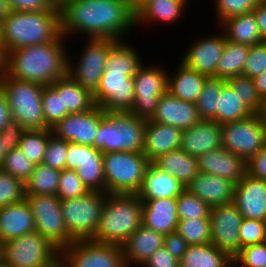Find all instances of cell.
Segmentation results:
<instances>
[{
	"mask_svg": "<svg viewBox=\"0 0 266 267\" xmlns=\"http://www.w3.org/2000/svg\"><path fill=\"white\" fill-rule=\"evenodd\" d=\"M177 67L174 75L168 72L167 91L182 101L195 104L208 77L188 68L181 61Z\"/></svg>",
	"mask_w": 266,
	"mask_h": 267,
	"instance_id": "obj_31",
	"label": "cell"
},
{
	"mask_svg": "<svg viewBox=\"0 0 266 267\" xmlns=\"http://www.w3.org/2000/svg\"><path fill=\"white\" fill-rule=\"evenodd\" d=\"M142 267H180V261L163 245L152 253Z\"/></svg>",
	"mask_w": 266,
	"mask_h": 267,
	"instance_id": "obj_57",
	"label": "cell"
},
{
	"mask_svg": "<svg viewBox=\"0 0 266 267\" xmlns=\"http://www.w3.org/2000/svg\"><path fill=\"white\" fill-rule=\"evenodd\" d=\"M164 247L178 260L187 251L188 243L176 231L164 235Z\"/></svg>",
	"mask_w": 266,
	"mask_h": 267,
	"instance_id": "obj_59",
	"label": "cell"
},
{
	"mask_svg": "<svg viewBox=\"0 0 266 267\" xmlns=\"http://www.w3.org/2000/svg\"><path fill=\"white\" fill-rule=\"evenodd\" d=\"M126 41L118 40L111 48L107 57L105 72L135 75L143 64L139 51Z\"/></svg>",
	"mask_w": 266,
	"mask_h": 267,
	"instance_id": "obj_35",
	"label": "cell"
},
{
	"mask_svg": "<svg viewBox=\"0 0 266 267\" xmlns=\"http://www.w3.org/2000/svg\"><path fill=\"white\" fill-rule=\"evenodd\" d=\"M197 159L200 173L227 179L235 185L247 173L246 162L223 147L204 153Z\"/></svg>",
	"mask_w": 266,
	"mask_h": 267,
	"instance_id": "obj_22",
	"label": "cell"
},
{
	"mask_svg": "<svg viewBox=\"0 0 266 267\" xmlns=\"http://www.w3.org/2000/svg\"><path fill=\"white\" fill-rule=\"evenodd\" d=\"M254 114L242 101L238 93L226 83L218 97L217 122L225 124L245 119Z\"/></svg>",
	"mask_w": 266,
	"mask_h": 267,
	"instance_id": "obj_38",
	"label": "cell"
},
{
	"mask_svg": "<svg viewBox=\"0 0 266 267\" xmlns=\"http://www.w3.org/2000/svg\"><path fill=\"white\" fill-rule=\"evenodd\" d=\"M239 235L241 248L266 242V221L243 218Z\"/></svg>",
	"mask_w": 266,
	"mask_h": 267,
	"instance_id": "obj_52",
	"label": "cell"
},
{
	"mask_svg": "<svg viewBox=\"0 0 266 267\" xmlns=\"http://www.w3.org/2000/svg\"><path fill=\"white\" fill-rule=\"evenodd\" d=\"M143 0H135V7Z\"/></svg>",
	"mask_w": 266,
	"mask_h": 267,
	"instance_id": "obj_71",
	"label": "cell"
},
{
	"mask_svg": "<svg viewBox=\"0 0 266 267\" xmlns=\"http://www.w3.org/2000/svg\"><path fill=\"white\" fill-rule=\"evenodd\" d=\"M107 115L99 106L82 112L68 114L51 127L55 138L93 147L100 121Z\"/></svg>",
	"mask_w": 266,
	"mask_h": 267,
	"instance_id": "obj_17",
	"label": "cell"
},
{
	"mask_svg": "<svg viewBox=\"0 0 266 267\" xmlns=\"http://www.w3.org/2000/svg\"><path fill=\"white\" fill-rule=\"evenodd\" d=\"M164 66L142 64L133 76L134 102L132 115L150 119L158 105L159 98L167 91L168 72Z\"/></svg>",
	"mask_w": 266,
	"mask_h": 267,
	"instance_id": "obj_13",
	"label": "cell"
},
{
	"mask_svg": "<svg viewBox=\"0 0 266 267\" xmlns=\"http://www.w3.org/2000/svg\"><path fill=\"white\" fill-rule=\"evenodd\" d=\"M231 258L211 243L190 245L183 254L180 267H223Z\"/></svg>",
	"mask_w": 266,
	"mask_h": 267,
	"instance_id": "obj_36",
	"label": "cell"
},
{
	"mask_svg": "<svg viewBox=\"0 0 266 267\" xmlns=\"http://www.w3.org/2000/svg\"><path fill=\"white\" fill-rule=\"evenodd\" d=\"M60 173V170L42 163L36 165L30 179L25 183V195L56 196Z\"/></svg>",
	"mask_w": 266,
	"mask_h": 267,
	"instance_id": "obj_39",
	"label": "cell"
},
{
	"mask_svg": "<svg viewBox=\"0 0 266 267\" xmlns=\"http://www.w3.org/2000/svg\"><path fill=\"white\" fill-rule=\"evenodd\" d=\"M178 220L209 218L211 207L186 189L176 198Z\"/></svg>",
	"mask_w": 266,
	"mask_h": 267,
	"instance_id": "obj_45",
	"label": "cell"
},
{
	"mask_svg": "<svg viewBox=\"0 0 266 267\" xmlns=\"http://www.w3.org/2000/svg\"><path fill=\"white\" fill-rule=\"evenodd\" d=\"M59 8L61 34L66 38L86 34L92 39L126 40L135 28V7L129 0H62Z\"/></svg>",
	"mask_w": 266,
	"mask_h": 267,
	"instance_id": "obj_1",
	"label": "cell"
},
{
	"mask_svg": "<svg viewBox=\"0 0 266 267\" xmlns=\"http://www.w3.org/2000/svg\"><path fill=\"white\" fill-rule=\"evenodd\" d=\"M131 4L135 7V0H129Z\"/></svg>",
	"mask_w": 266,
	"mask_h": 267,
	"instance_id": "obj_72",
	"label": "cell"
},
{
	"mask_svg": "<svg viewBox=\"0 0 266 267\" xmlns=\"http://www.w3.org/2000/svg\"><path fill=\"white\" fill-rule=\"evenodd\" d=\"M12 120L9 103L3 93L0 94V132Z\"/></svg>",
	"mask_w": 266,
	"mask_h": 267,
	"instance_id": "obj_61",
	"label": "cell"
},
{
	"mask_svg": "<svg viewBox=\"0 0 266 267\" xmlns=\"http://www.w3.org/2000/svg\"><path fill=\"white\" fill-rule=\"evenodd\" d=\"M249 50L250 45L227 40L216 67V78L227 80L231 77L243 75Z\"/></svg>",
	"mask_w": 266,
	"mask_h": 267,
	"instance_id": "obj_37",
	"label": "cell"
},
{
	"mask_svg": "<svg viewBox=\"0 0 266 267\" xmlns=\"http://www.w3.org/2000/svg\"><path fill=\"white\" fill-rule=\"evenodd\" d=\"M217 26L223 27L221 31L223 30L222 32L228 41L250 46L263 42L253 11L229 17Z\"/></svg>",
	"mask_w": 266,
	"mask_h": 267,
	"instance_id": "obj_33",
	"label": "cell"
},
{
	"mask_svg": "<svg viewBox=\"0 0 266 267\" xmlns=\"http://www.w3.org/2000/svg\"><path fill=\"white\" fill-rule=\"evenodd\" d=\"M233 204L243 218L266 221V181L246 173L234 187Z\"/></svg>",
	"mask_w": 266,
	"mask_h": 267,
	"instance_id": "obj_19",
	"label": "cell"
},
{
	"mask_svg": "<svg viewBox=\"0 0 266 267\" xmlns=\"http://www.w3.org/2000/svg\"><path fill=\"white\" fill-rule=\"evenodd\" d=\"M149 164L143 152L103 153L105 192L137 194Z\"/></svg>",
	"mask_w": 266,
	"mask_h": 267,
	"instance_id": "obj_6",
	"label": "cell"
},
{
	"mask_svg": "<svg viewBox=\"0 0 266 267\" xmlns=\"http://www.w3.org/2000/svg\"><path fill=\"white\" fill-rule=\"evenodd\" d=\"M226 81L253 113L266 114V102L258 94L253 79L245 75H238Z\"/></svg>",
	"mask_w": 266,
	"mask_h": 267,
	"instance_id": "obj_41",
	"label": "cell"
},
{
	"mask_svg": "<svg viewBox=\"0 0 266 267\" xmlns=\"http://www.w3.org/2000/svg\"><path fill=\"white\" fill-rule=\"evenodd\" d=\"M60 259L67 267H126L121 245L92 239L74 241L60 251Z\"/></svg>",
	"mask_w": 266,
	"mask_h": 267,
	"instance_id": "obj_12",
	"label": "cell"
},
{
	"mask_svg": "<svg viewBox=\"0 0 266 267\" xmlns=\"http://www.w3.org/2000/svg\"><path fill=\"white\" fill-rule=\"evenodd\" d=\"M149 120L186 130L201 118L194 103L182 101L166 91L159 98L156 110Z\"/></svg>",
	"mask_w": 266,
	"mask_h": 267,
	"instance_id": "obj_20",
	"label": "cell"
},
{
	"mask_svg": "<svg viewBox=\"0 0 266 267\" xmlns=\"http://www.w3.org/2000/svg\"><path fill=\"white\" fill-rule=\"evenodd\" d=\"M51 267H67L61 259H58Z\"/></svg>",
	"mask_w": 266,
	"mask_h": 267,
	"instance_id": "obj_67",
	"label": "cell"
},
{
	"mask_svg": "<svg viewBox=\"0 0 266 267\" xmlns=\"http://www.w3.org/2000/svg\"><path fill=\"white\" fill-rule=\"evenodd\" d=\"M223 267H240V266L234 258H231L227 263L223 265Z\"/></svg>",
	"mask_w": 266,
	"mask_h": 267,
	"instance_id": "obj_66",
	"label": "cell"
},
{
	"mask_svg": "<svg viewBox=\"0 0 266 267\" xmlns=\"http://www.w3.org/2000/svg\"><path fill=\"white\" fill-rule=\"evenodd\" d=\"M0 42H1V21H0Z\"/></svg>",
	"mask_w": 266,
	"mask_h": 267,
	"instance_id": "obj_73",
	"label": "cell"
},
{
	"mask_svg": "<svg viewBox=\"0 0 266 267\" xmlns=\"http://www.w3.org/2000/svg\"><path fill=\"white\" fill-rule=\"evenodd\" d=\"M42 90L43 85L22 81L7 74L3 77L2 93L9 103L12 120L26 130L49 129L43 114Z\"/></svg>",
	"mask_w": 266,
	"mask_h": 267,
	"instance_id": "obj_5",
	"label": "cell"
},
{
	"mask_svg": "<svg viewBox=\"0 0 266 267\" xmlns=\"http://www.w3.org/2000/svg\"><path fill=\"white\" fill-rule=\"evenodd\" d=\"M182 130L167 124L146 120L143 153L150 162L181 147Z\"/></svg>",
	"mask_w": 266,
	"mask_h": 267,
	"instance_id": "obj_23",
	"label": "cell"
},
{
	"mask_svg": "<svg viewBox=\"0 0 266 267\" xmlns=\"http://www.w3.org/2000/svg\"><path fill=\"white\" fill-rule=\"evenodd\" d=\"M205 36L189 44L190 47L183 53L181 62L200 74L216 78V67L227 40L223 33Z\"/></svg>",
	"mask_w": 266,
	"mask_h": 267,
	"instance_id": "obj_18",
	"label": "cell"
},
{
	"mask_svg": "<svg viewBox=\"0 0 266 267\" xmlns=\"http://www.w3.org/2000/svg\"><path fill=\"white\" fill-rule=\"evenodd\" d=\"M5 74H7V53L3 44L0 42V76H4Z\"/></svg>",
	"mask_w": 266,
	"mask_h": 267,
	"instance_id": "obj_63",
	"label": "cell"
},
{
	"mask_svg": "<svg viewBox=\"0 0 266 267\" xmlns=\"http://www.w3.org/2000/svg\"><path fill=\"white\" fill-rule=\"evenodd\" d=\"M7 150L3 147L2 145V136L0 133V167L2 165L3 159H4V155L6 154Z\"/></svg>",
	"mask_w": 266,
	"mask_h": 267,
	"instance_id": "obj_65",
	"label": "cell"
},
{
	"mask_svg": "<svg viewBox=\"0 0 266 267\" xmlns=\"http://www.w3.org/2000/svg\"><path fill=\"white\" fill-rule=\"evenodd\" d=\"M51 85L61 94L62 119L68 114L86 112L96 106L93 94L68 75L56 79Z\"/></svg>",
	"mask_w": 266,
	"mask_h": 267,
	"instance_id": "obj_32",
	"label": "cell"
},
{
	"mask_svg": "<svg viewBox=\"0 0 266 267\" xmlns=\"http://www.w3.org/2000/svg\"><path fill=\"white\" fill-rule=\"evenodd\" d=\"M3 77L4 76H0V94L2 93Z\"/></svg>",
	"mask_w": 266,
	"mask_h": 267,
	"instance_id": "obj_69",
	"label": "cell"
},
{
	"mask_svg": "<svg viewBox=\"0 0 266 267\" xmlns=\"http://www.w3.org/2000/svg\"><path fill=\"white\" fill-rule=\"evenodd\" d=\"M189 3L188 0H143L135 7V26L178 22Z\"/></svg>",
	"mask_w": 266,
	"mask_h": 267,
	"instance_id": "obj_28",
	"label": "cell"
},
{
	"mask_svg": "<svg viewBox=\"0 0 266 267\" xmlns=\"http://www.w3.org/2000/svg\"><path fill=\"white\" fill-rule=\"evenodd\" d=\"M266 145V114L222 124V147L246 163Z\"/></svg>",
	"mask_w": 266,
	"mask_h": 267,
	"instance_id": "obj_8",
	"label": "cell"
},
{
	"mask_svg": "<svg viewBox=\"0 0 266 267\" xmlns=\"http://www.w3.org/2000/svg\"><path fill=\"white\" fill-rule=\"evenodd\" d=\"M107 192L89 191L79 198L60 199L61 212L69 236L89 240L98 228Z\"/></svg>",
	"mask_w": 266,
	"mask_h": 267,
	"instance_id": "obj_7",
	"label": "cell"
},
{
	"mask_svg": "<svg viewBox=\"0 0 266 267\" xmlns=\"http://www.w3.org/2000/svg\"><path fill=\"white\" fill-rule=\"evenodd\" d=\"M235 184L214 175L198 173L185 189L210 207L233 203Z\"/></svg>",
	"mask_w": 266,
	"mask_h": 267,
	"instance_id": "obj_25",
	"label": "cell"
},
{
	"mask_svg": "<svg viewBox=\"0 0 266 267\" xmlns=\"http://www.w3.org/2000/svg\"><path fill=\"white\" fill-rule=\"evenodd\" d=\"M25 131L26 129L21 124L11 120L0 132L3 147L7 151L17 148Z\"/></svg>",
	"mask_w": 266,
	"mask_h": 267,
	"instance_id": "obj_56",
	"label": "cell"
},
{
	"mask_svg": "<svg viewBox=\"0 0 266 267\" xmlns=\"http://www.w3.org/2000/svg\"><path fill=\"white\" fill-rule=\"evenodd\" d=\"M87 192H89L88 189L84 186L75 170H61L56 196L60 199H72L79 198Z\"/></svg>",
	"mask_w": 266,
	"mask_h": 267,
	"instance_id": "obj_49",
	"label": "cell"
},
{
	"mask_svg": "<svg viewBox=\"0 0 266 267\" xmlns=\"http://www.w3.org/2000/svg\"><path fill=\"white\" fill-rule=\"evenodd\" d=\"M35 220V231L52 243L59 251L71 245L61 212L60 198L50 195H26Z\"/></svg>",
	"mask_w": 266,
	"mask_h": 267,
	"instance_id": "obj_11",
	"label": "cell"
},
{
	"mask_svg": "<svg viewBox=\"0 0 266 267\" xmlns=\"http://www.w3.org/2000/svg\"><path fill=\"white\" fill-rule=\"evenodd\" d=\"M51 135V129L26 130L18 148H20L24 155H26L34 164H41L48 139Z\"/></svg>",
	"mask_w": 266,
	"mask_h": 267,
	"instance_id": "obj_42",
	"label": "cell"
},
{
	"mask_svg": "<svg viewBox=\"0 0 266 267\" xmlns=\"http://www.w3.org/2000/svg\"><path fill=\"white\" fill-rule=\"evenodd\" d=\"M142 225L167 235L176 231L178 224L176 198L141 199Z\"/></svg>",
	"mask_w": 266,
	"mask_h": 267,
	"instance_id": "obj_24",
	"label": "cell"
},
{
	"mask_svg": "<svg viewBox=\"0 0 266 267\" xmlns=\"http://www.w3.org/2000/svg\"><path fill=\"white\" fill-rule=\"evenodd\" d=\"M210 218L179 220L176 232L188 245L211 243Z\"/></svg>",
	"mask_w": 266,
	"mask_h": 267,
	"instance_id": "obj_43",
	"label": "cell"
},
{
	"mask_svg": "<svg viewBox=\"0 0 266 267\" xmlns=\"http://www.w3.org/2000/svg\"><path fill=\"white\" fill-rule=\"evenodd\" d=\"M67 148L68 141L55 138L51 135L46 145L42 164L60 171L66 169Z\"/></svg>",
	"mask_w": 266,
	"mask_h": 267,
	"instance_id": "obj_51",
	"label": "cell"
},
{
	"mask_svg": "<svg viewBox=\"0 0 266 267\" xmlns=\"http://www.w3.org/2000/svg\"><path fill=\"white\" fill-rule=\"evenodd\" d=\"M0 267H10V266H6V265L3 263Z\"/></svg>",
	"mask_w": 266,
	"mask_h": 267,
	"instance_id": "obj_74",
	"label": "cell"
},
{
	"mask_svg": "<svg viewBox=\"0 0 266 267\" xmlns=\"http://www.w3.org/2000/svg\"><path fill=\"white\" fill-rule=\"evenodd\" d=\"M234 259L240 267L266 266V242L241 248Z\"/></svg>",
	"mask_w": 266,
	"mask_h": 267,
	"instance_id": "obj_54",
	"label": "cell"
},
{
	"mask_svg": "<svg viewBox=\"0 0 266 267\" xmlns=\"http://www.w3.org/2000/svg\"><path fill=\"white\" fill-rule=\"evenodd\" d=\"M35 231V220L26 199L0 208V242Z\"/></svg>",
	"mask_w": 266,
	"mask_h": 267,
	"instance_id": "obj_27",
	"label": "cell"
},
{
	"mask_svg": "<svg viewBox=\"0 0 266 267\" xmlns=\"http://www.w3.org/2000/svg\"><path fill=\"white\" fill-rule=\"evenodd\" d=\"M11 9L8 5L7 0H0V21H2L8 14H10Z\"/></svg>",
	"mask_w": 266,
	"mask_h": 267,
	"instance_id": "obj_64",
	"label": "cell"
},
{
	"mask_svg": "<svg viewBox=\"0 0 266 267\" xmlns=\"http://www.w3.org/2000/svg\"><path fill=\"white\" fill-rule=\"evenodd\" d=\"M117 41L110 38H86L87 44L82 48L83 52L76 63L74 59L71 61L68 51L67 75L93 94L105 71L110 48Z\"/></svg>",
	"mask_w": 266,
	"mask_h": 267,
	"instance_id": "obj_10",
	"label": "cell"
},
{
	"mask_svg": "<svg viewBox=\"0 0 266 267\" xmlns=\"http://www.w3.org/2000/svg\"><path fill=\"white\" fill-rule=\"evenodd\" d=\"M2 244L6 266L51 267L60 259V251L37 231Z\"/></svg>",
	"mask_w": 266,
	"mask_h": 267,
	"instance_id": "obj_9",
	"label": "cell"
},
{
	"mask_svg": "<svg viewBox=\"0 0 266 267\" xmlns=\"http://www.w3.org/2000/svg\"><path fill=\"white\" fill-rule=\"evenodd\" d=\"M266 70V41L250 46L243 75L254 79Z\"/></svg>",
	"mask_w": 266,
	"mask_h": 267,
	"instance_id": "obj_53",
	"label": "cell"
},
{
	"mask_svg": "<svg viewBox=\"0 0 266 267\" xmlns=\"http://www.w3.org/2000/svg\"><path fill=\"white\" fill-rule=\"evenodd\" d=\"M133 76L104 71L93 93L95 105L106 113L129 112L134 102Z\"/></svg>",
	"mask_w": 266,
	"mask_h": 267,
	"instance_id": "obj_15",
	"label": "cell"
},
{
	"mask_svg": "<svg viewBox=\"0 0 266 267\" xmlns=\"http://www.w3.org/2000/svg\"><path fill=\"white\" fill-rule=\"evenodd\" d=\"M119 129L106 115L98 127L93 147L102 153L119 151Z\"/></svg>",
	"mask_w": 266,
	"mask_h": 267,
	"instance_id": "obj_46",
	"label": "cell"
},
{
	"mask_svg": "<svg viewBox=\"0 0 266 267\" xmlns=\"http://www.w3.org/2000/svg\"><path fill=\"white\" fill-rule=\"evenodd\" d=\"M184 190L183 183L150 162L137 195L140 199L177 198Z\"/></svg>",
	"mask_w": 266,
	"mask_h": 267,
	"instance_id": "obj_29",
	"label": "cell"
},
{
	"mask_svg": "<svg viewBox=\"0 0 266 267\" xmlns=\"http://www.w3.org/2000/svg\"><path fill=\"white\" fill-rule=\"evenodd\" d=\"M11 11L20 12H43L57 11V0H7Z\"/></svg>",
	"mask_w": 266,
	"mask_h": 267,
	"instance_id": "obj_55",
	"label": "cell"
},
{
	"mask_svg": "<svg viewBox=\"0 0 266 267\" xmlns=\"http://www.w3.org/2000/svg\"><path fill=\"white\" fill-rule=\"evenodd\" d=\"M247 173L266 181V145L246 163Z\"/></svg>",
	"mask_w": 266,
	"mask_h": 267,
	"instance_id": "obj_58",
	"label": "cell"
},
{
	"mask_svg": "<svg viewBox=\"0 0 266 267\" xmlns=\"http://www.w3.org/2000/svg\"><path fill=\"white\" fill-rule=\"evenodd\" d=\"M60 8L57 11H11L1 21V43L6 53L21 47L46 44L61 36Z\"/></svg>",
	"mask_w": 266,
	"mask_h": 267,
	"instance_id": "obj_3",
	"label": "cell"
},
{
	"mask_svg": "<svg viewBox=\"0 0 266 267\" xmlns=\"http://www.w3.org/2000/svg\"><path fill=\"white\" fill-rule=\"evenodd\" d=\"M66 38L21 47L7 53V75L22 81L50 85L67 75ZM64 42V43H63Z\"/></svg>",
	"mask_w": 266,
	"mask_h": 267,
	"instance_id": "obj_2",
	"label": "cell"
},
{
	"mask_svg": "<svg viewBox=\"0 0 266 267\" xmlns=\"http://www.w3.org/2000/svg\"><path fill=\"white\" fill-rule=\"evenodd\" d=\"M142 225V201L137 194L107 193L92 240L123 245Z\"/></svg>",
	"mask_w": 266,
	"mask_h": 267,
	"instance_id": "obj_4",
	"label": "cell"
},
{
	"mask_svg": "<svg viewBox=\"0 0 266 267\" xmlns=\"http://www.w3.org/2000/svg\"><path fill=\"white\" fill-rule=\"evenodd\" d=\"M25 184L0 168V208L25 199Z\"/></svg>",
	"mask_w": 266,
	"mask_h": 267,
	"instance_id": "obj_47",
	"label": "cell"
},
{
	"mask_svg": "<svg viewBox=\"0 0 266 267\" xmlns=\"http://www.w3.org/2000/svg\"><path fill=\"white\" fill-rule=\"evenodd\" d=\"M164 235L141 225L123 243L122 250L126 267H142L152 253L162 247Z\"/></svg>",
	"mask_w": 266,
	"mask_h": 267,
	"instance_id": "obj_26",
	"label": "cell"
},
{
	"mask_svg": "<svg viewBox=\"0 0 266 267\" xmlns=\"http://www.w3.org/2000/svg\"><path fill=\"white\" fill-rule=\"evenodd\" d=\"M222 147V125L214 120L201 119L198 123L182 130L181 147L187 154L199 157Z\"/></svg>",
	"mask_w": 266,
	"mask_h": 267,
	"instance_id": "obj_21",
	"label": "cell"
},
{
	"mask_svg": "<svg viewBox=\"0 0 266 267\" xmlns=\"http://www.w3.org/2000/svg\"><path fill=\"white\" fill-rule=\"evenodd\" d=\"M66 169L75 170L88 191L105 192L101 151L90 145L68 142Z\"/></svg>",
	"mask_w": 266,
	"mask_h": 267,
	"instance_id": "obj_16",
	"label": "cell"
},
{
	"mask_svg": "<svg viewBox=\"0 0 266 267\" xmlns=\"http://www.w3.org/2000/svg\"><path fill=\"white\" fill-rule=\"evenodd\" d=\"M153 163L167 174L174 176L184 186H187L200 172L197 157L187 154L180 148L159 156Z\"/></svg>",
	"mask_w": 266,
	"mask_h": 267,
	"instance_id": "obj_34",
	"label": "cell"
},
{
	"mask_svg": "<svg viewBox=\"0 0 266 267\" xmlns=\"http://www.w3.org/2000/svg\"><path fill=\"white\" fill-rule=\"evenodd\" d=\"M211 244L234 258L241 250L239 228L243 215L233 204L211 207L210 209Z\"/></svg>",
	"mask_w": 266,
	"mask_h": 267,
	"instance_id": "obj_14",
	"label": "cell"
},
{
	"mask_svg": "<svg viewBox=\"0 0 266 267\" xmlns=\"http://www.w3.org/2000/svg\"><path fill=\"white\" fill-rule=\"evenodd\" d=\"M215 16L217 17L218 25L229 17L252 12L259 0H215Z\"/></svg>",
	"mask_w": 266,
	"mask_h": 267,
	"instance_id": "obj_50",
	"label": "cell"
},
{
	"mask_svg": "<svg viewBox=\"0 0 266 267\" xmlns=\"http://www.w3.org/2000/svg\"><path fill=\"white\" fill-rule=\"evenodd\" d=\"M226 83L225 79L215 77L206 79L203 90L195 103L201 119L217 122L218 97Z\"/></svg>",
	"mask_w": 266,
	"mask_h": 267,
	"instance_id": "obj_40",
	"label": "cell"
},
{
	"mask_svg": "<svg viewBox=\"0 0 266 267\" xmlns=\"http://www.w3.org/2000/svg\"><path fill=\"white\" fill-rule=\"evenodd\" d=\"M42 107L45 124L49 129L62 120L61 94L51 84L43 86Z\"/></svg>",
	"mask_w": 266,
	"mask_h": 267,
	"instance_id": "obj_48",
	"label": "cell"
},
{
	"mask_svg": "<svg viewBox=\"0 0 266 267\" xmlns=\"http://www.w3.org/2000/svg\"><path fill=\"white\" fill-rule=\"evenodd\" d=\"M260 4L266 5V0H259Z\"/></svg>",
	"mask_w": 266,
	"mask_h": 267,
	"instance_id": "obj_70",
	"label": "cell"
},
{
	"mask_svg": "<svg viewBox=\"0 0 266 267\" xmlns=\"http://www.w3.org/2000/svg\"><path fill=\"white\" fill-rule=\"evenodd\" d=\"M35 166L36 164L17 147L6 152L0 168L25 184L30 179Z\"/></svg>",
	"mask_w": 266,
	"mask_h": 267,
	"instance_id": "obj_44",
	"label": "cell"
},
{
	"mask_svg": "<svg viewBox=\"0 0 266 267\" xmlns=\"http://www.w3.org/2000/svg\"><path fill=\"white\" fill-rule=\"evenodd\" d=\"M107 116L119 129V151L143 152L146 119L130 112H109Z\"/></svg>",
	"mask_w": 266,
	"mask_h": 267,
	"instance_id": "obj_30",
	"label": "cell"
},
{
	"mask_svg": "<svg viewBox=\"0 0 266 267\" xmlns=\"http://www.w3.org/2000/svg\"><path fill=\"white\" fill-rule=\"evenodd\" d=\"M4 263L3 259V244L0 242V266Z\"/></svg>",
	"mask_w": 266,
	"mask_h": 267,
	"instance_id": "obj_68",
	"label": "cell"
},
{
	"mask_svg": "<svg viewBox=\"0 0 266 267\" xmlns=\"http://www.w3.org/2000/svg\"><path fill=\"white\" fill-rule=\"evenodd\" d=\"M253 80L258 94L266 102V70L262 74L255 77Z\"/></svg>",
	"mask_w": 266,
	"mask_h": 267,
	"instance_id": "obj_62",
	"label": "cell"
},
{
	"mask_svg": "<svg viewBox=\"0 0 266 267\" xmlns=\"http://www.w3.org/2000/svg\"><path fill=\"white\" fill-rule=\"evenodd\" d=\"M253 12L257 19L258 29L262 41H266V5L259 3Z\"/></svg>",
	"mask_w": 266,
	"mask_h": 267,
	"instance_id": "obj_60",
	"label": "cell"
}]
</instances>
